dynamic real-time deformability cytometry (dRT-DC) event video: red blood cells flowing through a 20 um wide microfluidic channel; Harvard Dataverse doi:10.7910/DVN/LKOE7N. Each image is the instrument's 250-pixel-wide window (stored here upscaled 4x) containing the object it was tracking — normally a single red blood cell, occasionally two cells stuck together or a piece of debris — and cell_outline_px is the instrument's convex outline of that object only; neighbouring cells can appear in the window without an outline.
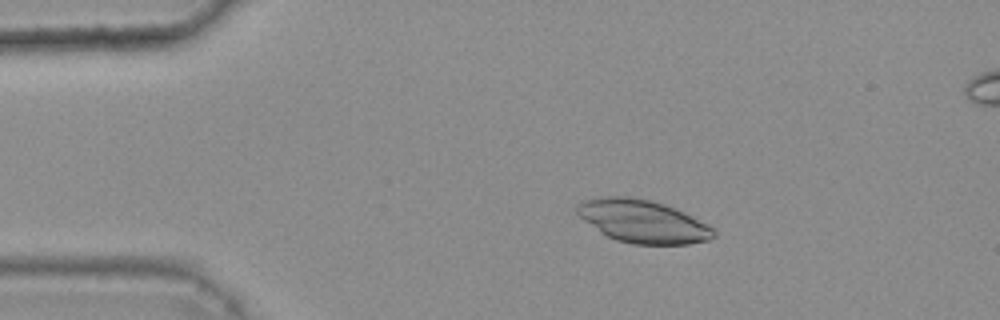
{"species": "common noctule bat (a hibernating species)", "species_latin": "Nyctalus noctula", "temperature_condition": "warm", "stored_images_in_passage": 37, "camera_frame_rate_fps": 3000, "um_per_image_px": 0.085, "animal": {"sex": "female", "body_mass_g": 25.1}, "frame": {"image": 1, "passage_image": 2, "time_ms": 0.333, "image_size_px": [1000, 320], "cell_outline_px": [[716, 236], [708, 240], [688, 244], [632, 244], [616, 240], [600, 232], [584, 220], [576, 212], [576, 204], [584, 200], [600, 196], [632, 196], [664, 204], [676, 208], [692, 216], [712, 228], [716, 232]], "centroid_in_image_um": [54.61, 18.8], "position_along_channel_um": 30.4, "area_um2": 34.1}}
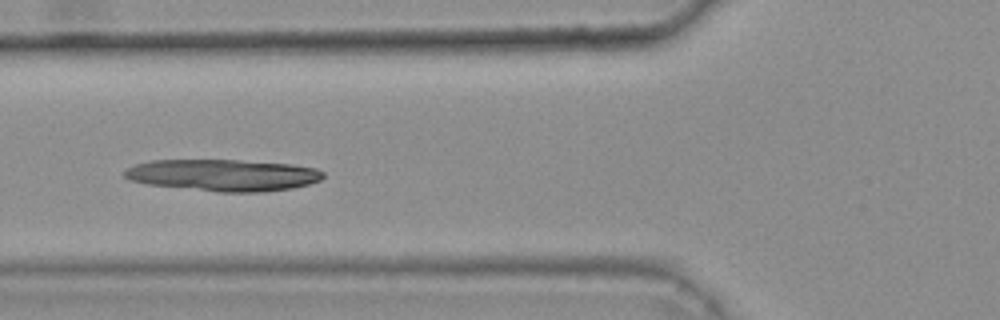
{"frame": {"image": 2, "passage_image": 12, "time_ms": 3.667, "image_size_px": [1000, 320], "cell_outline_px": [[324, 176], [320, 180], [308, 184], [292, 188], [264, 192], [220, 192], [148, 184], [128, 180], [124, 176], [124, 172], [128, 168], [136, 164], [152, 160], [236, 160], [292, 164], [316, 168], [324, 172]], "centroid_in_image_um": [18.99, 14.88], "position_along_channel_um": 106.8, "area_um2": 36.65}}
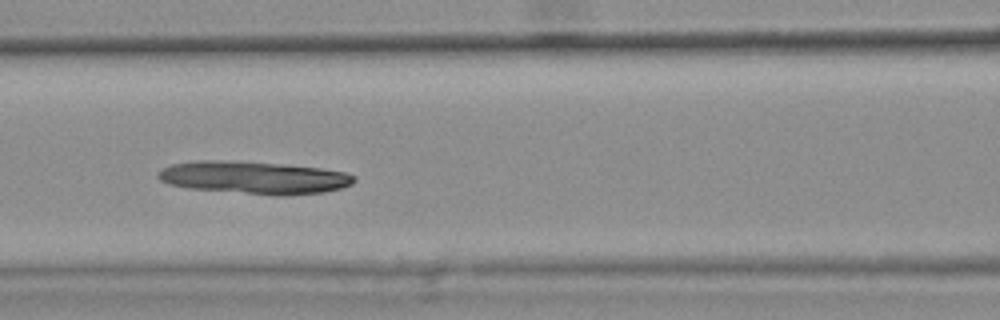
{"frame": {"image": 3, "passage_image": 15, "time_ms": 4.667, "image_size_px": [1000, 320], "cell_outline_px": [[356, 180], [352, 184], [340, 188], [324, 192], [280, 196], [188, 188], [168, 184], [160, 180], [156, 176], [156, 172], [172, 164], [196, 160], [212, 160], [280, 164], [320, 168], [344, 172], [356, 176]], "centroid_in_image_um": [21.57, 15.1], "position_along_channel_um": 145.0, "area_um2": 37.05}}